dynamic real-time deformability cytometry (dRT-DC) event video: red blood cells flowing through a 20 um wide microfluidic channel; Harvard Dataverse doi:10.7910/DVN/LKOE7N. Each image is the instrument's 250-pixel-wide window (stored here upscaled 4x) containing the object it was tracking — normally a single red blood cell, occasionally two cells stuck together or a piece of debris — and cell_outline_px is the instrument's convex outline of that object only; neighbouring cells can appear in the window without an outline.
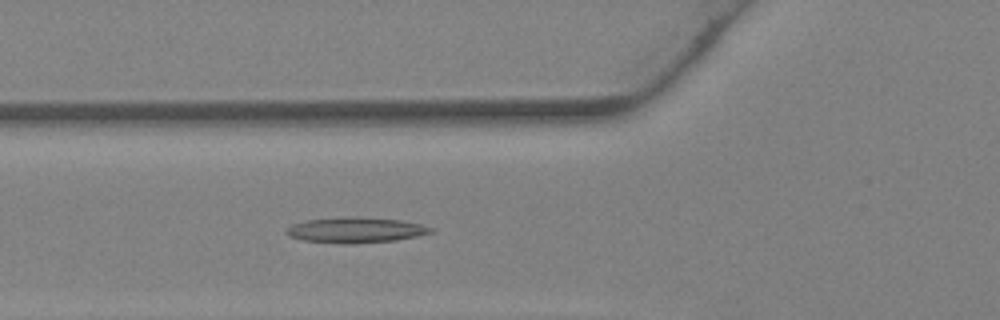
{"species": "Egyptian fruit bat (a non-hibernating species)", "species_latin": "Rousettus aegyptiacus", "temperature_condition": "warm", "stored_images_in_passage": 38, "camera_frame_rate_fps": 3000, "um_per_image_px": 0.085, "animal": {"sex": "female"}, "frame": {"image": 1, "passage_image": 14, "time_ms": 4.333, "image_size_px": [1000, 320], "cell_outline_px": [[432, 232], [416, 236], [396, 240], [352, 244], [340, 244], [304, 240], [288, 236], [284, 232], [292, 224], [308, 220], [400, 220], [420, 224], [432, 228]], "centroid_in_image_um": [30.2, 19.62], "position_along_channel_um": 95.6, "area_um2": 20.0}}
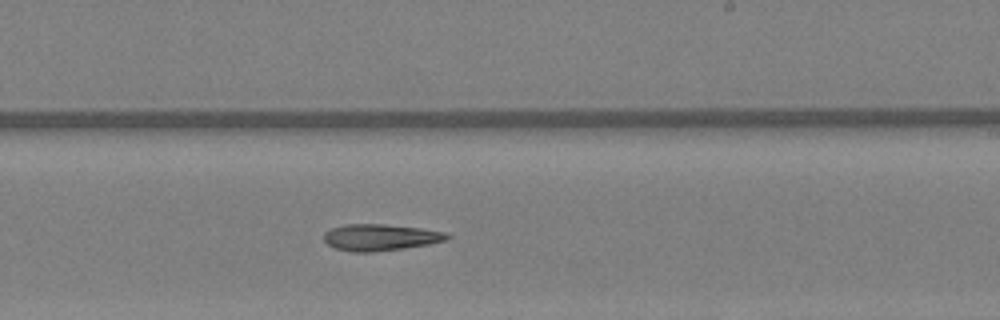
{"frame": {"image": 2, "passage_image": 23, "time_ms": 7.333, "image_size_px": [1000, 320], "cell_outline_px": [[452, 236], [448, 240], [428, 244], [404, 248], [368, 252], [352, 252], [336, 248], [328, 244], [324, 240], [324, 232], [332, 228], [344, 224], [384, 224], [420, 228], [448, 232]], "centroid_in_image_um": [32.36, 20.17], "position_along_channel_um": 256.6, "area_um2": 19.07}}
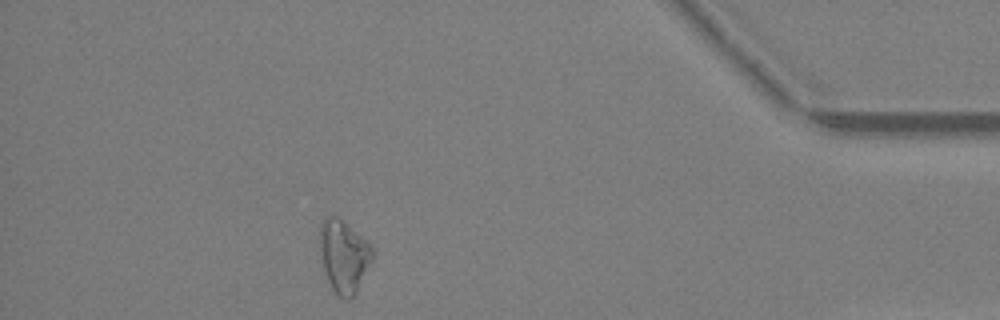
{"frame": {"image": 3, "passage_image": 34, "time_ms": 11.0, "image_size_px": [1000, 320], "cell_outline_px": [[372, 260], [356, 292], [352, 296], [344, 300], [332, 288], [328, 280], [324, 268], [320, 248], [320, 224], [328, 216], [336, 216], [372, 244]], "centroid_in_image_um": [29.23, 21.76], "position_along_channel_um": 406.0, "area_um2": 21.68}}